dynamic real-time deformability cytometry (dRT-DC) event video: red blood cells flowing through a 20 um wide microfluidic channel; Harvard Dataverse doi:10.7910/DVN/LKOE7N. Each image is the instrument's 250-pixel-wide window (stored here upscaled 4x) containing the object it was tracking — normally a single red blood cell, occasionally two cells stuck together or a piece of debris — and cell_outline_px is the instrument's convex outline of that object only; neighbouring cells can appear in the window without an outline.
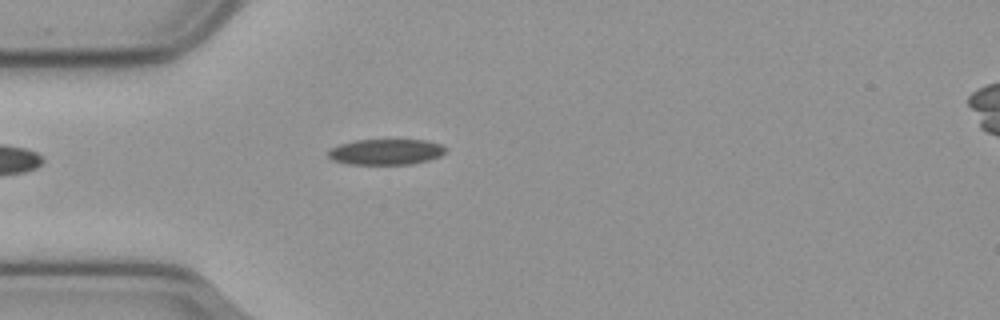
{"species": "common noctule bat (a hibernating species)", "species_latin": "Nyctalus noctula", "temperature_condition": "cold", "stored_images_in_passage": 19, "camera_frame_rate_fps": 3000, "um_per_image_px": 0.085, "animal": {"sex": "male", "body_mass_g": 23.1, "forearm_length_mm": 52.7}, "frame": {"image": 1, "passage_image": 1, "time_ms": 0.0, "image_size_px": [1000, 320], "cell_outline_px": [[444, 152], [440, 156], [428, 160], [412, 164], [348, 164], [332, 160], [328, 156], [328, 152], [332, 148], [340, 144], [356, 140], [428, 140], [440, 144], [444, 148]], "centroid_in_image_um": [32.79, 12.91], "position_along_channel_um": 52.2, "area_um2": 17.46}}
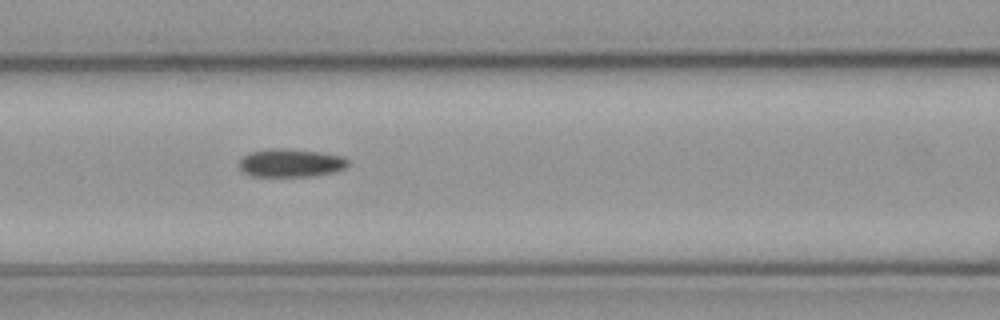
{"frame": {"image": 2, "passage_image": 9, "time_ms": 2.667, "image_size_px": [1000, 320], "cell_outline_px": [[348, 164], [344, 168], [332, 172], [312, 176], [252, 176], [244, 172], [240, 168], [240, 160], [248, 152], [268, 148], [284, 148], [320, 152], [344, 156], [348, 160]], "centroid_in_image_um": [24.7, 13.83], "position_along_channel_um": 141.9, "area_um2": 17.86}}
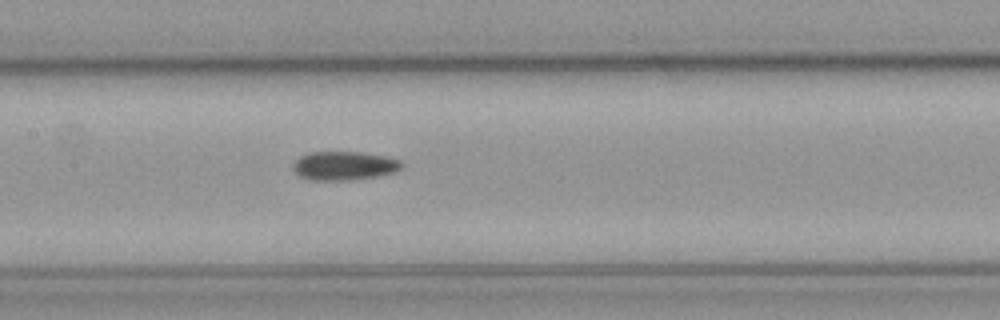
{"frame": {"image": 3, "passage_image": 12, "time_ms": 3.667, "image_size_px": [1000, 320], "cell_outline_px": [[400, 168], [392, 172], [380, 176], [352, 180], [312, 180], [300, 176], [292, 168], [292, 164], [300, 156], [308, 152], [360, 152], [384, 156], [400, 160]], "centroid_in_image_um": [29.2, 14.09], "position_along_channel_um": 178.2, "area_um2": 18.09}}